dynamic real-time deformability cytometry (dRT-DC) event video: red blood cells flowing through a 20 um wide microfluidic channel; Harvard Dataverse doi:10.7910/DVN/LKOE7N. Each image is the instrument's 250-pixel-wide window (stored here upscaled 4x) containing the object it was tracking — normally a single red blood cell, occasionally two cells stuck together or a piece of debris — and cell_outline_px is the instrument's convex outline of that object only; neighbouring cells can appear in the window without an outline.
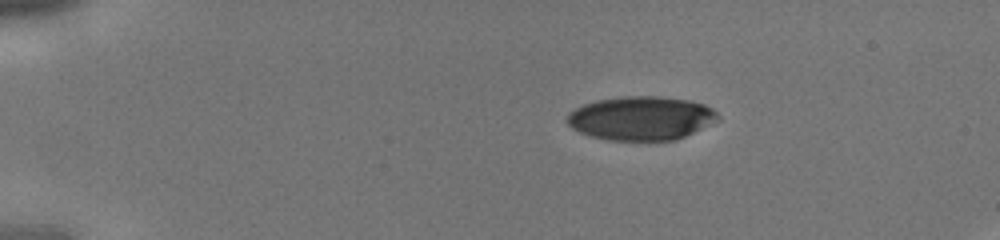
{"species": "human", "species_latin": "Homo sapiens", "temperature_condition": "cold", "stored_images_in_passage": 3, "camera_frame_rate_fps": 3000, "um_per_image_px": 0.085, "donor": {"sex": "male"}, "frame": {"image": 1, "passage_image": 1, "time_ms": 0.0, "image_size_px": [1000, 240], "cell_outline_px": [[720, 120], [676, 140], [608, 140], [592, 136], [580, 132], [572, 128], [568, 124], [568, 112], [584, 104], [596, 100], [624, 96], [660, 96], [688, 100], [704, 104], [712, 108], [720, 116]], "centroid_in_image_um": [54.52, 10.04], "position_along_channel_um": 30.5, "area_um2": 38.49}}